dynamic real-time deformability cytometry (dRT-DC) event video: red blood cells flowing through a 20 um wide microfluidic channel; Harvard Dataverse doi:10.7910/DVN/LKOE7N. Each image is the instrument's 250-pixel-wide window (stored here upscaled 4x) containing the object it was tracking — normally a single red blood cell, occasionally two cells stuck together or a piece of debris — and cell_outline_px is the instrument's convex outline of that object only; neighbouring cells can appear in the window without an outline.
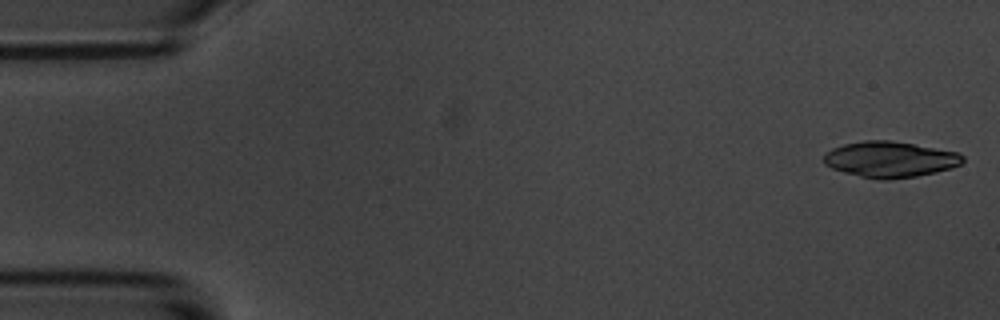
{"species": "common noctule bat (a hibernating species)", "species_latin": "Nyctalus noctula", "temperature_condition": "room temperature", "stored_images_in_passage": 16, "camera_frame_rate_fps": 3000, "um_per_image_px": 0.085, "animal": {"sex": "male", "body_mass_g": 20.1, "forearm_length_mm": 53.5}, "frame": {"image": 1, "passage_image": 1, "time_ms": 0.0, "image_size_px": [1000, 320], "cell_outline_px": [[964, 160], [960, 164], [952, 168], [936, 172], [916, 176], [888, 180], [880, 180], [860, 176], [844, 172], [832, 168], [824, 164], [824, 152], [832, 148], [844, 144], [864, 140], [892, 140], [960, 152], [964, 156]], "centroid_in_image_um": [75.66, 13.54], "position_along_channel_um": 9.3, "area_um2": 29.3}}